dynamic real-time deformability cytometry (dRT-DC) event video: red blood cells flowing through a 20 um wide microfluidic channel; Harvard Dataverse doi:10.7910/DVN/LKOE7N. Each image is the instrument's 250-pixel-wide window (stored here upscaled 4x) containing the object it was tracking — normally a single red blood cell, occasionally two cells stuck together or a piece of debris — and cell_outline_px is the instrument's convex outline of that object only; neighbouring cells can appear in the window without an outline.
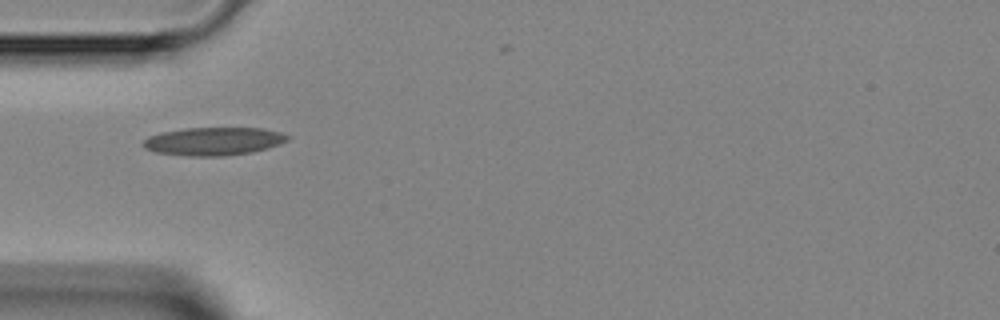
{"species": "Egyptian fruit bat (a non-hibernating species)", "species_latin": "Rousettus aegyptiacus", "temperature_condition": "room temperature", "stored_images_in_passage": 3, "camera_frame_rate_fps": 3000, "um_per_image_px": 0.085, "animal": {"sex": "female"}, "frame": {"image": 1, "passage_image": 1, "time_ms": 0.0, "image_size_px": [1000, 320], "cell_outline_px": [[292, 136], [288, 140], [280, 144], [268, 148], [252, 152], [224, 156], [188, 156], [156, 152], [144, 148], [140, 144], [148, 136], [160, 132], [184, 128], [264, 128], [280, 132]], "centroid_in_image_um": [18.15, 12.0], "position_along_channel_um": 66.8, "area_um2": 23.87}}
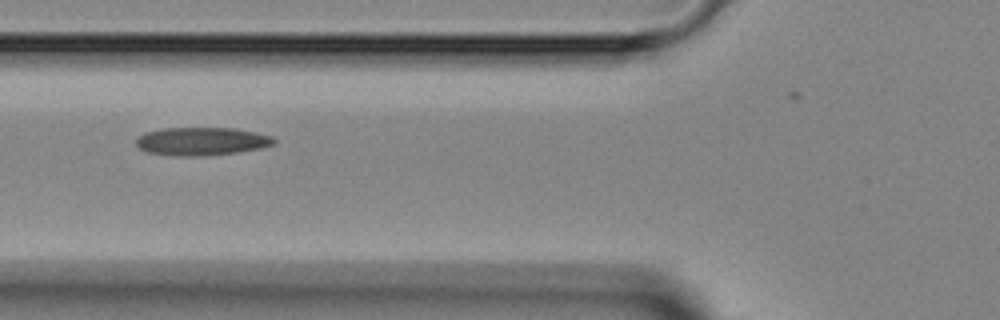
{"frame": {"image": 2, "passage_image": 2, "time_ms": 1.0, "image_size_px": [1000, 320], "cell_outline_px": [[276, 144], [260, 148], [236, 152], [204, 156], [172, 156], [148, 152], [140, 148], [136, 144], [136, 140], [144, 132], [164, 128], [232, 128], [256, 132], [272, 136], [276, 140]], "centroid_in_image_um": [17.15, 12.01], "position_along_channel_um": 108.7, "area_um2": 22.6}}